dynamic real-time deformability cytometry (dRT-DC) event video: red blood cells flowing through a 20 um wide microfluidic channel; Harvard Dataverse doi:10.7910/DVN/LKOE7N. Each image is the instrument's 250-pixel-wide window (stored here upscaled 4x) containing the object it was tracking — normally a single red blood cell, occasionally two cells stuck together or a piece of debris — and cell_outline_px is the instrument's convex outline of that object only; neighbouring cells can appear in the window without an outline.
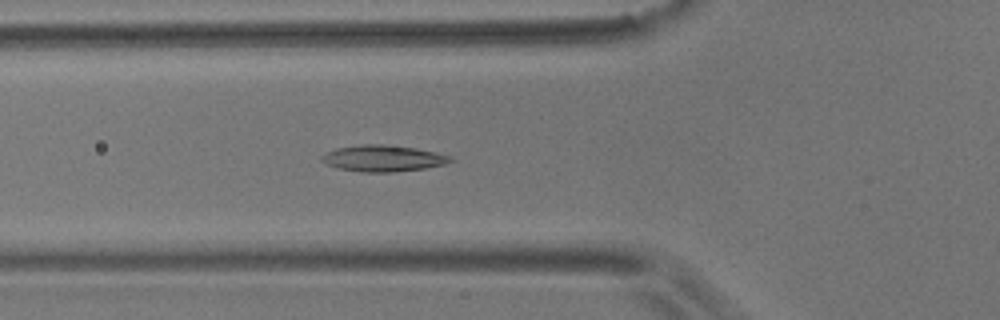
{"species": "common noctule bat (a hibernating species)", "species_latin": "Nyctalus noctula", "temperature_condition": "room temperature", "stored_images_in_passage": 56, "camera_frame_rate_fps": 3000, "um_per_image_px": 0.085, "animal": {"sex": "male", "body_mass_g": 17.9}, "frame": {"image": 1, "passage_image": 19, "time_ms": 6.0, "image_size_px": [1000, 320], "cell_outline_px": [[456, 160], [444, 164], [424, 168], [392, 172], [360, 172], [340, 168], [328, 164], [320, 160], [320, 156], [336, 148], [360, 144], [384, 144], [416, 148], [436, 152], [452, 156]], "centroid_in_image_um": [32.59, 13.45], "position_along_channel_um": 93.2, "area_um2": 19.77}}
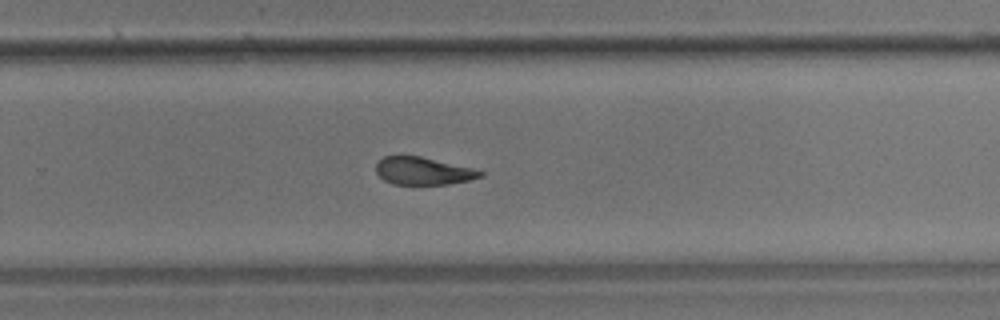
{"frame": {"image": 2, "passage_image": 36, "time_ms": 11.667, "image_size_px": [1000, 320], "cell_outline_px": [[484, 176], [468, 180], [448, 184], [392, 184], [384, 180], [376, 172], [376, 164], [384, 156], [420, 156], [472, 168], [484, 172]], "centroid_in_image_um": [35.96, 14.53], "position_along_channel_um": 293.8, "area_um2": 16.59}}
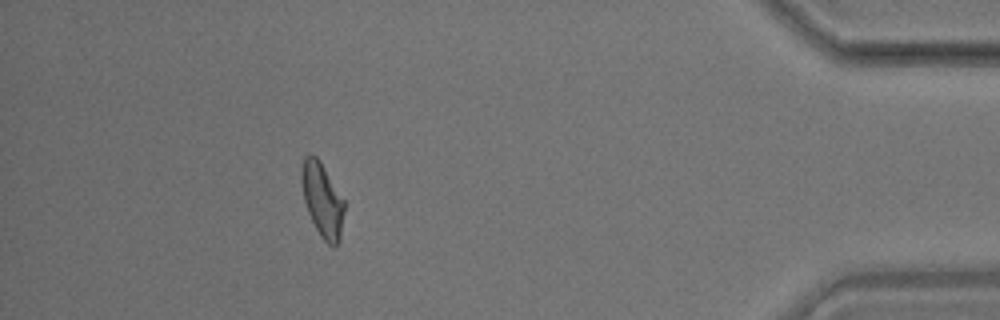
{"frame": {"image": 3, "passage_image": 50, "time_ms": 16.333, "image_size_px": [1000, 320], "cell_outline_px": [[344, 212], [340, 236], [336, 244], [332, 248], [320, 236], [308, 212], [304, 200], [300, 180], [300, 176], [304, 156], [308, 152], [316, 156], [344, 200]], "centroid_in_image_um": [27.37, 16.98], "position_along_channel_um": 407.8, "area_um2": 18.21}, "authors_computed_cell_mechanics": {"area_um2": 18.5538, "velocity_mm_per_s": 3.5392, "shape_relaxation_time_tau1_ms": 9.6714, "shape_relaxation_time_tau2_ms": 2.1851, "deformation_change_tau1": 0.2072, "deformation_change_tau2": 0.0886}}